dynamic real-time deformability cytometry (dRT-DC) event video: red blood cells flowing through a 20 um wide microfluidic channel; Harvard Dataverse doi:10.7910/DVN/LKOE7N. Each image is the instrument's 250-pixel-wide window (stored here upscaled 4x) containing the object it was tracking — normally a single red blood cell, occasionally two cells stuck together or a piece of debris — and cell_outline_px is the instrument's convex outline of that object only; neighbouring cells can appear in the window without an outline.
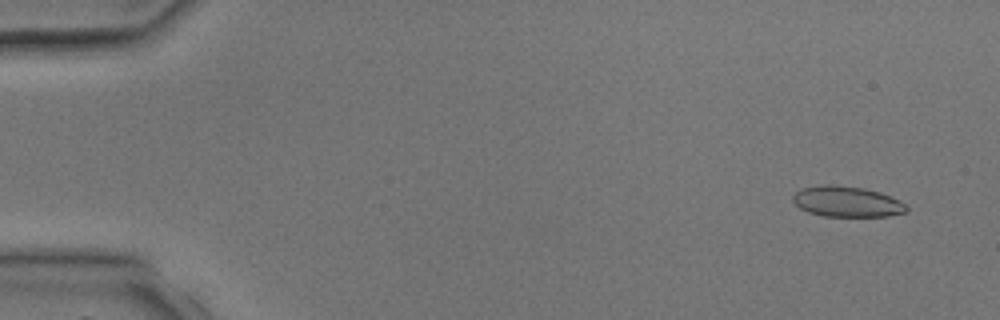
{"species": "common noctule bat (a hibernating species)", "species_latin": "Nyctalus noctula", "temperature_condition": "room temperature", "stored_images_in_passage": 4, "camera_frame_rate_fps": 3000, "um_per_image_px": 0.085, "animal": {"sex": "male", "body_mass_g": 17.9, "forearm_length_mm": 54.2}, "frame": {"image": 1, "passage_image": 4, "time_ms": 4.667, "image_size_px": [1000, 320], "cell_outline_px": [[908, 208], [904, 212], [888, 216], [824, 216], [808, 212], [800, 208], [792, 200], [792, 196], [800, 188], [824, 184], [832, 184], [864, 188], [880, 192], [900, 200]], "centroid_in_image_um": [71.96, 17.12], "position_along_channel_um": 13.0, "area_um2": 20.29}}